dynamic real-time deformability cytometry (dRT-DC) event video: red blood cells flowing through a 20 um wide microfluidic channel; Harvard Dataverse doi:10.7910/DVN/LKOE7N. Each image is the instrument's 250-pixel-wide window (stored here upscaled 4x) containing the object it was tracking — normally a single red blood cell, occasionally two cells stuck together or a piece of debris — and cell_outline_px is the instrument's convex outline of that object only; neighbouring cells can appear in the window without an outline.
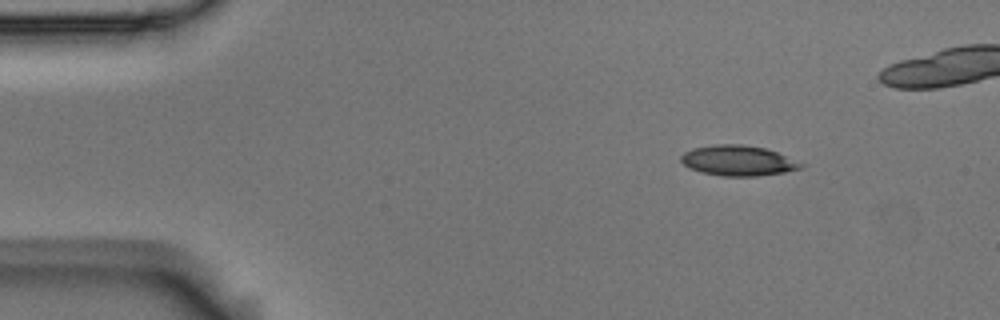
{"species": "Egyptian fruit bat (a non-hibernating species)", "species_latin": "Rousettus aegyptiacus", "temperature_condition": "room temperature", "stored_images_in_passage": 4, "camera_frame_rate_fps": 3000, "um_per_image_px": 0.085, "animal": {"sex": "male"}, "frame": {"image": 1, "passage_image": 1, "time_ms": 0.0, "image_size_px": [1000, 320], "cell_outline_px": [[808, 164], [804, 168], [784, 172], [756, 176], [724, 176], [704, 172], [692, 168], [684, 164], [680, 160], [680, 156], [684, 152], [692, 148], [716, 144], [740, 144], [764, 148], [776, 152]], "centroid_in_image_um": [62.79, 13.64], "position_along_channel_um": 22.2, "area_um2": 21.15}}